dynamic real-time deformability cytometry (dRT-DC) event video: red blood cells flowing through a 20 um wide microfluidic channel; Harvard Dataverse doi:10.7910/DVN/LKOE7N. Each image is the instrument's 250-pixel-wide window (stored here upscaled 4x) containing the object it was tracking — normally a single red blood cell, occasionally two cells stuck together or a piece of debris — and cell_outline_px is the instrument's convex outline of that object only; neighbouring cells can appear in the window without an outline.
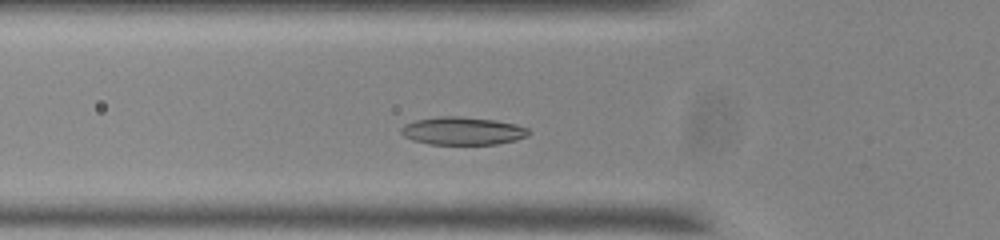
{"species": "common noctule bat (a hibernating species)", "species_latin": "Nyctalus noctula", "temperature_condition": "room temperature", "stored_images_in_passage": 39, "camera_frame_rate_fps": 3000, "um_per_image_px": 0.085, "animal": {"sex": "male", "body_mass_g": 20.0, "forearm_length_mm": 53.3}, "frame": {"image": 1, "passage_image": 2, "time_ms": 0.333, "image_size_px": [1000, 240], "cell_outline_px": [[532, 132], [528, 136], [516, 140], [496, 144], [428, 144], [412, 140], [404, 136], [400, 132], [400, 128], [404, 124], [416, 120], [440, 116], [460, 116], [496, 120], [516, 124], [528, 128]], "centroid_in_image_um": [39.33, 11.12], "position_along_channel_um": 86.5, "area_um2": 20.92}}
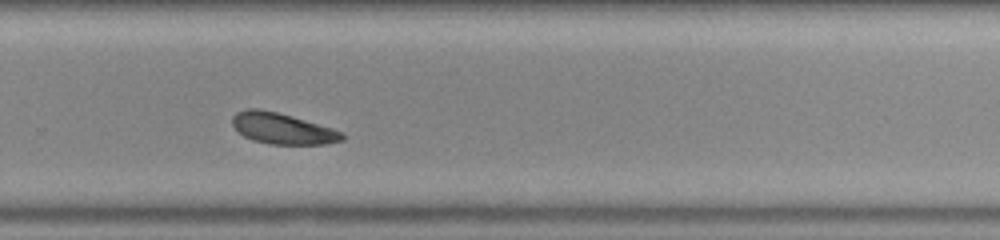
{"frame": {"image": 2, "passage_image": 20, "time_ms": 6.333, "image_size_px": [1000, 240], "cell_outline_px": [[344, 140], [324, 144], [268, 144], [252, 140], [244, 136], [232, 124], [232, 116], [236, 112], [248, 108], [256, 108], [276, 112], [332, 128], [344, 132]], "centroid_in_image_um": [24.0, 10.93], "position_along_channel_um": 305.8, "area_um2": 19.65}}
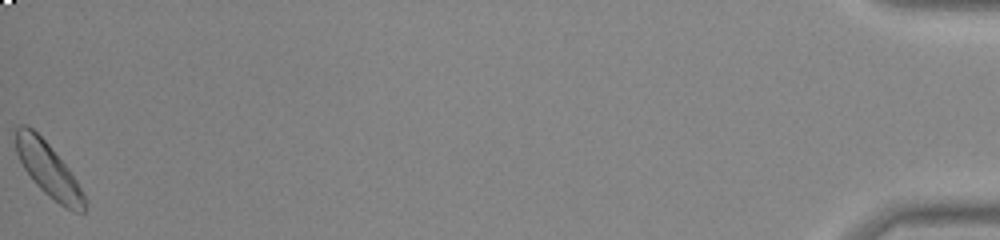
{"frame": {"image": 3, "passage_image": 39, "time_ms": 12.667, "image_size_px": [1000, 240], "cell_outline_px": [[84, 212], [76, 212], [60, 204], [48, 196], [36, 184], [24, 168], [16, 152], [12, 128], [20, 124], [24, 124], [32, 128], [48, 144], [68, 168], [76, 180], [84, 196]], "centroid_in_image_um": [4.02, 14.34], "position_along_channel_um": 431.2, "area_um2": 21.33}}